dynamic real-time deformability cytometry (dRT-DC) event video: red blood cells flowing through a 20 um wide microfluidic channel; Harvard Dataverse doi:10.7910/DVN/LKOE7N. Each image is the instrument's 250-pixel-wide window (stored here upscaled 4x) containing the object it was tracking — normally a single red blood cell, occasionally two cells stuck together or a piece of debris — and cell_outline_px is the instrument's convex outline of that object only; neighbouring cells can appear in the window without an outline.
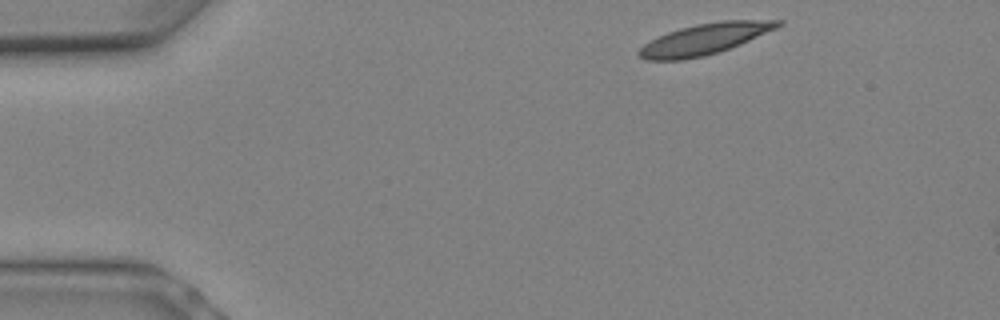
{"species": "Egyptian fruit bat (a non-hibernating species)", "species_latin": "Rousettus aegyptiacus", "temperature_condition": "warm", "stored_images_in_passage": 5, "camera_frame_rate_fps": 3000, "um_per_image_px": 0.085, "animal": {"sex": "female"}, "frame": {"image": 1, "passage_image": 1, "time_ms": 0.0, "image_size_px": [1000, 320], "cell_outline_px": [[784, 24], [776, 28], [740, 44], [704, 56], [680, 60], [644, 60], [636, 52], [644, 44], [656, 36], [680, 28], [696, 24], [720, 20], [784, 20]], "centroid_in_image_um": [59.86, 3.31], "position_along_channel_um": 25.1, "area_um2": 24.91}}